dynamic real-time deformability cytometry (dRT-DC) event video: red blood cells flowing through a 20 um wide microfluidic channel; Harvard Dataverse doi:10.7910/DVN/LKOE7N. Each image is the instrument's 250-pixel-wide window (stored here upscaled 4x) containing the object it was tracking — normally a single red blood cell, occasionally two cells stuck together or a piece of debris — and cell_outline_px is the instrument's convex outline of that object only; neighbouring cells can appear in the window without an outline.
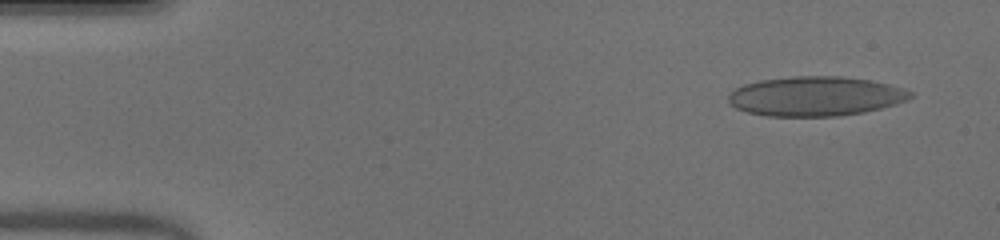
{"species": "human", "species_latin": "Homo sapiens", "temperature_condition": "warm", "stored_images_in_passage": 19, "camera_frame_rate_fps": 3000, "um_per_image_px": 0.085, "donor": {"sex": "male"}, "frame": {"image": 1, "passage_image": 3, "time_ms": 0.667, "image_size_px": [1000, 240], "cell_outline_px": [[912, 96], [908, 100], [896, 104], [864, 112], [840, 116], [764, 116], [748, 112], [736, 108], [728, 104], [728, 96], [736, 88], [744, 84], [760, 80], [792, 76], [840, 76], [868, 80], [888, 84], [904, 88], [912, 92]], "centroid_in_image_um": [69.3, 8.18], "position_along_channel_um": 15.7, "area_um2": 42.02}}
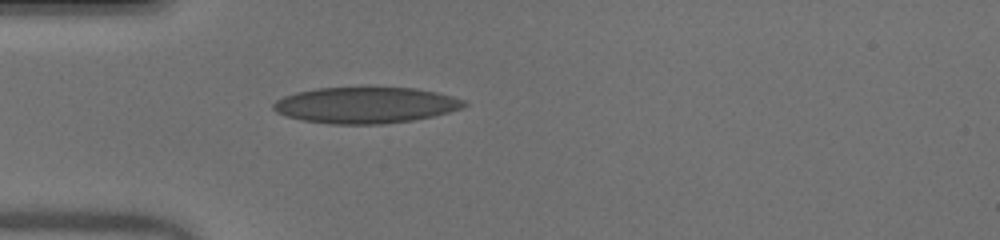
{"frame": {"image": 2, "passage_image": 14, "time_ms": 4.333, "image_size_px": [1000, 240], "cell_outline_px": [[468, 104], [464, 108], [432, 116], [412, 120], [384, 124], [328, 124], [304, 120], [288, 116], [276, 112], [272, 108], [272, 104], [276, 100], [284, 96], [296, 92], [316, 88], [416, 88], [436, 92], [452, 96], [464, 100]], "centroid_in_image_um": [31.08, 8.94], "position_along_channel_um": 53.9, "area_um2": 40.06}}
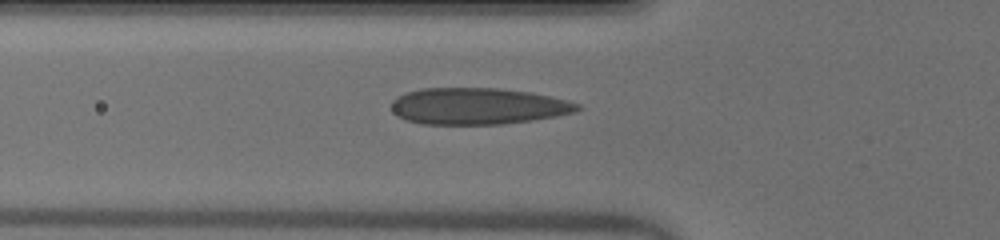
{"frame": {"image": 3, "passage_image": 17, "time_ms": 5.333, "image_size_px": [1000, 240], "cell_outline_px": [[584, 108], [576, 112], [556, 116], [532, 120], [504, 124], [420, 124], [404, 120], [396, 116], [392, 112], [392, 100], [396, 96], [420, 88], [500, 88], [532, 92], [568, 100], [580, 104]], "centroid_in_image_um": [40.62, 9.02], "position_along_channel_um": 85.2, "area_um2": 40.11}}